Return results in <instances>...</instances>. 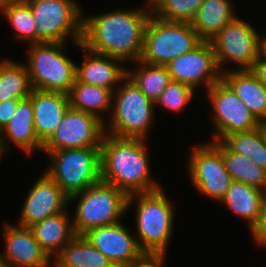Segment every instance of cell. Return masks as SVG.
<instances>
[{
  "label": "cell",
  "mask_w": 266,
  "mask_h": 267,
  "mask_svg": "<svg viewBox=\"0 0 266 267\" xmlns=\"http://www.w3.org/2000/svg\"><path fill=\"white\" fill-rule=\"evenodd\" d=\"M66 43L30 44L25 65L33 89L68 94L76 80V65L64 54ZM65 47V48H64Z\"/></svg>",
  "instance_id": "7"
},
{
  "label": "cell",
  "mask_w": 266,
  "mask_h": 267,
  "mask_svg": "<svg viewBox=\"0 0 266 267\" xmlns=\"http://www.w3.org/2000/svg\"><path fill=\"white\" fill-rule=\"evenodd\" d=\"M35 19L36 43L82 41L83 10L75 0H25ZM79 4V5H78ZM70 37V38H69Z\"/></svg>",
  "instance_id": "9"
},
{
  "label": "cell",
  "mask_w": 266,
  "mask_h": 267,
  "mask_svg": "<svg viewBox=\"0 0 266 267\" xmlns=\"http://www.w3.org/2000/svg\"><path fill=\"white\" fill-rule=\"evenodd\" d=\"M128 195L103 181L69 197V205L76 199L73 228L77 236L89 230L120 222L128 212Z\"/></svg>",
  "instance_id": "5"
},
{
  "label": "cell",
  "mask_w": 266,
  "mask_h": 267,
  "mask_svg": "<svg viewBox=\"0 0 266 267\" xmlns=\"http://www.w3.org/2000/svg\"><path fill=\"white\" fill-rule=\"evenodd\" d=\"M2 136H3V128L0 125V145H1V142H2Z\"/></svg>",
  "instance_id": "43"
},
{
  "label": "cell",
  "mask_w": 266,
  "mask_h": 267,
  "mask_svg": "<svg viewBox=\"0 0 266 267\" xmlns=\"http://www.w3.org/2000/svg\"><path fill=\"white\" fill-rule=\"evenodd\" d=\"M79 49L84 60L76 65V80L88 85H96L115 91V87L127 76V68L121 60L89 51L81 42ZM116 85V86H115Z\"/></svg>",
  "instance_id": "18"
},
{
  "label": "cell",
  "mask_w": 266,
  "mask_h": 267,
  "mask_svg": "<svg viewBox=\"0 0 266 267\" xmlns=\"http://www.w3.org/2000/svg\"><path fill=\"white\" fill-rule=\"evenodd\" d=\"M32 90L25 64L6 58L0 60V102L28 98Z\"/></svg>",
  "instance_id": "28"
},
{
  "label": "cell",
  "mask_w": 266,
  "mask_h": 267,
  "mask_svg": "<svg viewBox=\"0 0 266 267\" xmlns=\"http://www.w3.org/2000/svg\"><path fill=\"white\" fill-rule=\"evenodd\" d=\"M29 98L34 111L35 133L44 144L53 135L69 109V96L58 91L33 89Z\"/></svg>",
  "instance_id": "19"
},
{
  "label": "cell",
  "mask_w": 266,
  "mask_h": 267,
  "mask_svg": "<svg viewBox=\"0 0 266 267\" xmlns=\"http://www.w3.org/2000/svg\"><path fill=\"white\" fill-rule=\"evenodd\" d=\"M206 93L213 107L211 119L217 131L212 133L211 142L220 141L232 133L248 132L260 127V121L223 79L212 85Z\"/></svg>",
  "instance_id": "11"
},
{
  "label": "cell",
  "mask_w": 266,
  "mask_h": 267,
  "mask_svg": "<svg viewBox=\"0 0 266 267\" xmlns=\"http://www.w3.org/2000/svg\"><path fill=\"white\" fill-rule=\"evenodd\" d=\"M138 69H127V76L154 103L167 85L172 81L166 66L151 65L140 60Z\"/></svg>",
  "instance_id": "30"
},
{
  "label": "cell",
  "mask_w": 266,
  "mask_h": 267,
  "mask_svg": "<svg viewBox=\"0 0 266 267\" xmlns=\"http://www.w3.org/2000/svg\"><path fill=\"white\" fill-rule=\"evenodd\" d=\"M265 37V38H264ZM262 38V55L266 57V35Z\"/></svg>",
  "instance_id": "39"
},
{
  "label": "cell",
  "mask_w": 266,
  "mask_h": 267,
  "mask_svg": "<svg viewBox=\"0 0 266 267\" xmlns=\"http://www.w3.org/2000/svg\"><path fill=\"white\" fill-rule=\"evenodd\" d=\"M142 7V8H141ZM133 10L115 9L84 17L81 44L89 51L125 62L140 59L144 33L152 10L141 6Z\"/></svg>",
  "instance_id": "1"
},
{
  "label": "cell",
  "mask_w": 266,
  "mask_h": 267,
  "mask_svg": "<svg viewBox=\"0 0 266 267\" xmlns=\"http://www.w3.org/2000/svg\"><path fill=\"white\" fill-rule=\"evenodd\" d=\"M121 83L113 92L112 112L109 124L105 122V133L120 138L147 139L154 121L155 103L128 76Z\"/></svg>",
  "instance_id": "4"
},
{
  "label": "cell",
  "mask_w": 266,
  "mask_h": 267,
  "mask_svg": "<svg viewBox=\"0 0 266 267\" xmlns=\"http://www.w3.org/2000/svg\"><path fill=\"white\" fill-rule=\"evenodd\" d=\"M265 191L246 185L242 182L232 181L224 198L220 201L238 215L249 225L248 229L257 223Z\"/></svg>",
  "instance_id": "24"
},
{
  "label": "cell",
  "mask_w": 266,
  "mask_h": 267,
  "mask_svg": "<svg viewBox=\"0 0 266 267\" xmlns=\"http://www.w3.org/2000/svg\"><path fill=\"white\" fill-rule=\"evenodd\" d=\"M69 215L68 210H65L30 226L35 239L52 260L76 236Z\"/></svg>",
  "instance_id": "22"
},
{
  "label": "cell",
  "mask_w": 266,
  "mask_h": 267,
  "mask_svg": "<svg viewBox=\"0 0 266 267\" xmlns=\"http://www.w3.org/2000/svg\"><path fill=\"white\" fill-rule=\"evenodd\" d=\"M162 188L129 195L127 210L136 206L137 243L144 253L166 254L174 226V207ZM138 200V201H137Z\"/></svg>",
  "instance_id": "3"
},
{
  "label": "cell",
  "mask_w": 266,
  "mask_h": 267,
  "mask_svg": "<svg viewBox=\"0 0 266 267\" xmlns=\"http://www.w3.org/2000/svg\"><path fill=\"white\" fill-rule=\"evenodd\" d=\"M42 152L51 157L45 173L68 197L101 181V148Z\"/></svg>",
  "instance_id": "6"
},
{
  "label": "cell",
  "mask_w": 266,
  "mask_h": 267,
  "mask_svg": "<svg viewBox=\"0 0 266 267\" xmlns=\"http://www.w3.org/2000/svg\"><path fill=\"white\" fill-rule=\"evenodd\" d=\"M2 157H4V155H3V153H2V151H1V149H0V160H2V159H1Z\"/></svg>",
  "instance_id": "44"
},
{
  "label": "cell",
  "mask_w": 266,
  "mask_h": 267,
  "mask_svg": "<svg viewBox=\"0 0 266 267\" xmlns=\"http://www.w3.org/2000/svg\"><path fill=\"white\" fill-rule=\"evenodd\" d=\"M202 41L191 23L165 21L151 14L139 60L165 66L178 56L192 51Z\"/></svg>",
  "instance_id": "8"
},
{
  "label": "cell",
  "mask_w": 266,
  "mask_h": 267,
  "mask_svg": "<svg viewBox=\"0 0 266 267\" xmlns=\"http://www.w3.org/2000/svg\"><path fill=\"white\" fill-rule=\"evenodd\" d=\"M211 143L221 152L226 170L233 181L242 182L266 192V170L247 157L230 151L221 141Z\"/></svg>",
  "instance_id": "27"
},
{
  "label": "cell",
  "mask_w": 266,
  "mask_h": 267,
  "mask_svg": "<svg viewBox=\"0 0 266 267\" xmlns=\"http://www.w3.org/2000/svg\"><path fill=\"white\" fill-rule=\"evenodd\" d=\"M16 0H0V8Z\"/></svg>",
  "instance_id": "41"
},
{
  "label": "cell",
  "mask_w": 266,
  "mask_h": 267,
  "mask_svg": "<svg viewBox=\"0 0 266 267\" xmlns=\"http://www.w3.org/2000/svg\"><path fill=\"white\" fill-rule=\"evenodd\" d=\"M221 72L227 63L237 64L234 70H251L262 54V38L253 25L236 16L211 40Z\"/></svg>",
  "instance_id": "10"
},
{
  "label": "cell",
  "mask_w": 266,
  "mask_h": 267,
  "mask_svg": "<svg viewBox=\"0 0 266 267\" xmlns=\"http://www.w3.org/2000/svg\"><path fill=\"white\" fill-rule=\"evenodd\" d=\"M83 236L114 266L128 267L144 254L137 243V237L121 221L91 229Z\"/></svg>",
  "instance_id": "15"
},
{
  "label": "cell",
  "mask_w": 266,
  "mask_h": 267,
  "mask_svg": "<svg viewBox=\"0 0 266 267\" xmlns=\"http://www.w3.org/2000/svg\"><path fill=\"white\" fill-rule=\"evenodd\" d=\"M0 267H12V266L0 260Z\"/></svg>",
  "instance_id": "42"
},
{
  "label": "cell",
  "mask_w": 266,
  "mask_h": 267,
  "mask_svg": "<svg viewBox=\"0 0 266 267\" xmlns=\"http://www.w3.org/2000/svg\"><path fill=\"white\" fill-rule=\"evenodd\" d=\"M4 18L15 30V38L36 43L35 19L29 4L25 0H16L0 8Z\"/></svg>",
  "instance_id": "31"
},
{
  "label": "cell",
  "mask_w": 266,
  "mask_h": 267,
  "mask_svg": "<svg viewBox=\"0 0 266 267\" xmlns=\"http://www.w3.org/2000/svg\"><path fill=\"white\" fill-rule=\"evenodd\" d=\"M146 1V6L152 10L161 0H145Z\"/></svg>",
  "instance_id": "38"
},
{
  "label": "cell",
  "mask_w": 266,
  "mask_h": 267,
  "mask_svg": "<svg viewBox=\"0 0 266 267\" xmlns=\"http://www.w3.org/2000/svg\"><path fill=\"white\" fill-rule=\"evenodd\" d=\"M53 267H114L84 236H75L53 260Z\"/></svg>",
  "instance_id": "26"
},
{
  "label": "cell",
  "mask_w": 266,
  "mask_h": 267,
  "mask_svg": "<svg viewBox=\"0 0 266 267\" xmlns=\"http://www.w3.org/2000/svg\"><path fill=\"white\" fill-rule=\"evenodd\" d=\"M68 96L71 108L95 115L104 123L107 119L102 113L112 111L113 91L107 88L75 80Z\"/></svg>",
  "instance_id": "25"
},
{
  "label": "cell",
  "mask_w": 266,
  "mask_h": 267,
  "mask_svg": "<svg viewBox=\"0 0 266 267\" xmlns=\"http://www.w3.org/2000/svg\"><path fill=\"white\" fill-rule=\"evenodd\" d=\"M188 173L192 185L212 200L220 202L232 183L221 152L210 142L194 145L188 155Z\"/></svg>",
  "instance_id": "12"
},
{
  "label": "cell",
  "mask_w": 266,
  "mask_h": 267,
  "mask_svg": "<svg viewBox=\"0 0 266 267\" xmlns=\"http://www.w3.org/2000/svg\"><path fill=\"white\" fill-rule=\"evenodd\" d=\"M105 123L95 115L69 107L42 151L77 148H101Z\"/></svg>",
  "instance_id": "13"
},
{
  "label": "cell",
  "mask_w": 266,
  "mask_h": 267,
  "mask_svg": "<svg viewBox=\"0 0 266 267\" xmlns=\"http://www.w3.org/2000/svg\"><path fill=\"white\" fill-rule=\"evenodd\" d=\"M3 226L5 250L3 253L0 252L1 261L12 267H51V264L53 265V260L37 242L30 227L10 223H4Z\"/></svg>",
  "instance_id": "17"
},
{
  "label": "cell",
  "mask_w": 266,
  "mask_h": 267,
  "mask_svg": "<svg viewBox=\"0 0 266 267\" xmlns=\"http://www.w3.org/2000/svg\"><path fill=\"white\" fill-rule=\"evenodd\" d=\"M220 141L230 151L247 157L266 170V139L260 127L248 132L226 135Z\"/></svg>",
  "instance_id": "29"
},
{
  "label": "cell",
  "mask_w": 266,
  "mask_h": 267,
  "mask_svg": "<svg viewBox=\"0 0 266 267\" xmlns=\"http://www.w3.org/2000/svg\"><path fill=\"white\" fill-rule=\"evenodd\" d=\"M165 66L172 81L187 84L195 90L202 84L207 91L222 79L210 41H202L192 51L178 56Z\"/></svg>",
  "instance_id": "14"
},
{
  "label": "cell",
  "mask_w": 266,
  "mask_h": 267,
  "mask_svg": "<svg viewBox=\"0 0 266 267\" xmlns=\"http://www.w3.org/2000/svg\"><path fill=\"white\" fill-rule=\"evenodd\" d=\"M254 243L260 247L266 246V192L260 209V215L257 223L250 230Z\"/></svg>",
  "instance_id": "34"
},
{
  "label": "cell",
  "mask_w": 266,
  "mask_h": 267,
  "mask_svg": "<svg viewBox=\"0 0 266 267\" xmlns=\"http://www.w3.org/2000/svg\"><path fill=\"white\" fill-rule=\"evenodd\" d=\"M147 139L120 138L105 133L101 143V181L128 196L160 189L151 178Z\"/></svg>",
  "instance_id": "2"
},
{
  "label": "cell",
  "mask_w": 266,
  "mask_h": 267,
  "mask_svg": "<svg viewBox=\"0 0 266 267\" xmlns=\"http://www.w3.org/2000/svg\"><path fill=\"white\" fill-rule=\"evenodd\" d=\"M222 79L259 121L266 119V86L251 70L226 69Z\"/></svg>",
  "instance_id": "21"
},
{
  "label": "cell",
  "mask_w": 266,
  "mask_h": 267,
  "mask_svg": "<svg viewBox=\"0 0 266 267\" xmlns=\"http://www.w3.org/2000/svg\"><path fill=\"white\" fill-rule=\"evenodd\" d=\"M203 0H161L152 14L165 21L191 23Z\"/></svg>",
  "instance_id": "32"
},
{
  "label": "cell",
  "mask_w": 266,
  "mask_h": 267,
  "mask_svg": "<svg viewBox=\"0 0 266 267\" xmlns=\"http://www.w3.org/2000/svg\"><path fill=\"white\" fill-rule=\"evenodd\" d=\"M260 128L265 136V139H266V119L263 120V121H260Z\"/></svg>",
  "instance_id": "40"
},
{
  "label": "cell",
  "mask_w": 266,
  "mask_h": 267,
  "mask_svg": "<svg viewBox=\"0 0 266 267\" xmlns=\"http://www.w3.org/2000/svg\"><path fill=\"white\" fill-rule=\"evenodd\" d=\"M20 100L22 99H9L0 102V125L3 129L13 119Z\"/></svg>",
  "instance_id": "36"
},
{
  "label": "cell",
  "mask_w": 266,
  "mask_h": 267,
  "mask_svg": "<svg viewBox=\"0 0 266 267\" xmlns=\"http://www.w3.org/2000/svg\"><path fill=\"white\" fill-rule=\"evenodd\" d=\"M10 142L26 152V155H31L35 150L38 151L43 148V143L35 133L34 111L29 97L19 101L13 119L3 129L0 145L3 155L7 151L10 152Z\"/></svg>",
  "instance_id": "20"
},
{
  "label": "cell",
  "mask_w": 266,
  "mask_h": 267,
  "mask_svg": "<svg viewBox=\"0 0 266 267\" xmlns=\"http://www.w3.org/2000/svg\"><path fill=\"white\" fill-rule=\"evenodd\" d=\"M195 91L187 84L171 81L156 100L155 106H162L175 113L181 112L196 96Z\"/></svg>",
  "instance_id": "33"
},
{
  "label": "cell",
  "mask_w": 266,
  "mask_h": 267,
  "mask_svg": "<svg viewBox=\"0 0 266 267\" xmlns=\"http://www.w3.org/2000/svg\"><path fill=\"white\" fill-rule=\"evenodd\" d=\"M251 71L257 76V78L266 86V57L262 54L255 61Z\"/></svg>",
  "instance_id": "37"
},
{
  "label": "cell",
  "mask_w": 266,
  "mask_h": 267,
  "mask_svg": "<svg viewBox=\"0 0 266 267\" xmlns=\"http://www.w3.org/2000/svg\"><path fill=\"white\" fill-rule=\"evenodd\" d=\"M35 181L24 201L18 222L20 226L30 227L64 212L69 206V197L45 172Z\"/></svg>",
  "instance_id": "16"
},
{
  "label": "cell",
  "mask_w": 266,
  "mask_h": 267,
  "mask_svg": "<svg viewBox=\"0 0 266 267\" xmlns=\"http://www.w3.org/2000/svg\"><path fill=\"white\" fill-rule=\"evenodd\" d=\"M166 254L144 253L128 267H164Z\"/></svg>",
  "instance_id": "35"
},
{
  "label": "cell",
  "mask_w": 266,
  "mask_h": 267,
  "mask_svg": "<svg viewBox=\"0 0 266 267\" xmlns=\"http://www.w3.org/2000/svg\"><path fill=\"white\" fill-rule=\"evenodd\" d=\"M233 7L230 0H203L191 26L203 41H210L236 17Z\"/></svg>",
  "instance_id": "23"
}]
</instances>
